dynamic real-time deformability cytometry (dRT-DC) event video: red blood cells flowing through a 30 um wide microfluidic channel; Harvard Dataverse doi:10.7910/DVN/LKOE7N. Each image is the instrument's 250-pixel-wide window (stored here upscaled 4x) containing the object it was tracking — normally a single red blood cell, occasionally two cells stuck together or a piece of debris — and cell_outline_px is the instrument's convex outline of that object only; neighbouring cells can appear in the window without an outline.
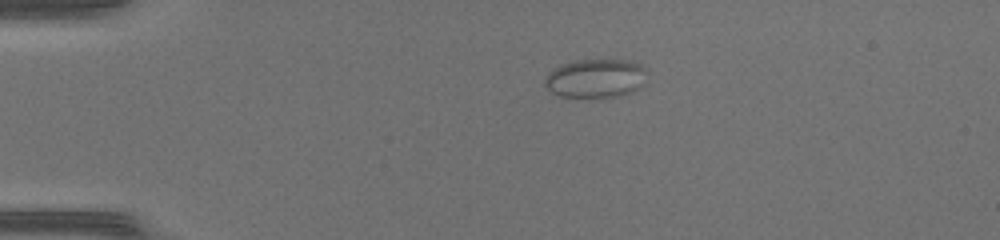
{"species": "common noctule bat (a hibernating species)", "species_latin": "Nyctalus noctula", "temperature_condition": "warm", "stored_images_in_passage": 39, "camera_frame_rate_fps": 3000, "um_per_image_px": 0.085, "animal": {"sex": "female", "body_mass_g": 17.0, "forearm_length_mm": 48.0}, "frame": {"image": 1, "passage_image": 1, "time_ms": 0.0, "image_size_px": [1000, 240], "cell_outline_px": [[648, 72], [644, 84], [640, 88], [632, 92], [620, 96], [560, 96], [552, 92], [544, 84], [544, 80], [548, 72], [560, 64], [576, 60], [632, 60], [640, 64]], "centroid_in_image_um": [50.66, 6.64], "position_along_channel_um": 34.3, "area_um2": 23.18}}
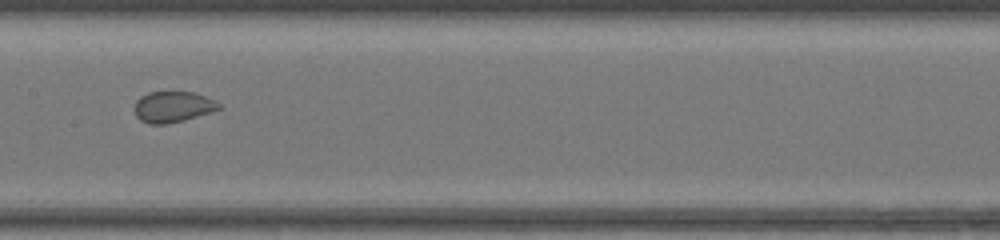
{"frame": {"image": 2, "passage_image": 16, "time_ms": 5.0, "image_size_px": [1000, 240], "cell_outline_px": [[220, 108], [184, 120], [168, 124], [148, 124], [140, 120], [136, 116], [136, 100], [140, 96], [148, 92], [192, 92], [216, 100], [220, 104]], "centroid_in_image_um": [14.66, 9.08], "position_along_channel_um": 192.7, "area_um2": 15.03}}
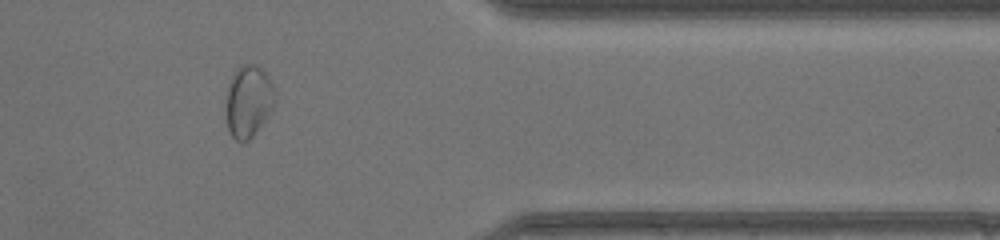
{"frame": {"image": 3, "passage_image": 31, "time_ms": 10.0, "image_size_px": [1000, 240], "cell_outline_px": [[272, 108], [264, 120], [252, 136], [248, 140], [236, 140], [232, 136], [228, 128], [228, 84], [232, 76], [244, 64], [256, 64], [268, 76], [272, 84]], "centroid_in_image_um": [21.11, 8.59], "position_along_channel_um": 390.3, "area_um2": 19.31}}